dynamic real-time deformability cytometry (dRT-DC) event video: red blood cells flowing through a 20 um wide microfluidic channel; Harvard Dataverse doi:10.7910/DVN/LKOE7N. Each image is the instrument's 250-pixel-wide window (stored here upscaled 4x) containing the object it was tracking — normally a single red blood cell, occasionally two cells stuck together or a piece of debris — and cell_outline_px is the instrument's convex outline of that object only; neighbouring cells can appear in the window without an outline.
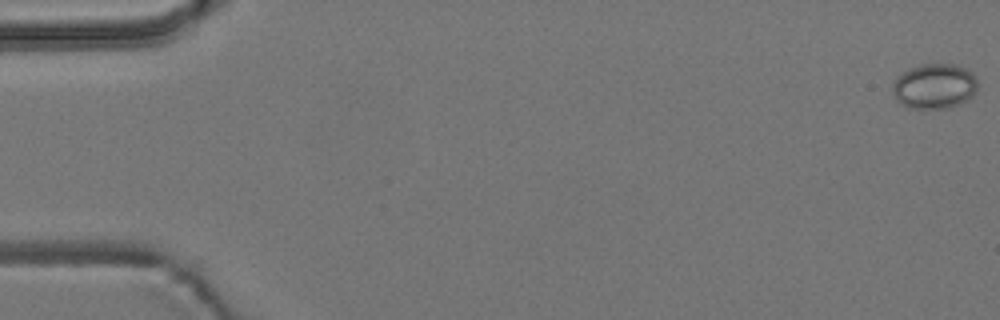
{"species": "common noctule bat (a hibernating species)", "species_latin": "Nyctalus noctula", "temperature_condition": "room temperature", "stored_images_in_passage": 56, "camera_frame_rate_fps": 3000, "um_per_image_px": 0.085, "animal": {"sex": "male", "body_mass_g": 19.2, "forearm_length_mm": 51.8}, "frame": {"image": 1, "passage_image": 1, "time_ms": 0.0, "image_size_px": [1000, 320], "cell_outline_px": [[976, 92], [972, 96], [948, 108], [908, 108], [900, 104], [896, 100], [892, 92], [892, 84], [896, 76], [908, 68], [920, 64], [956, 64], [972, 72], [976, 76]], "centroid_in_image_um": [79.37, 7.31], "position_along_channel_um": 5.6, "area_um2": 22.54}}
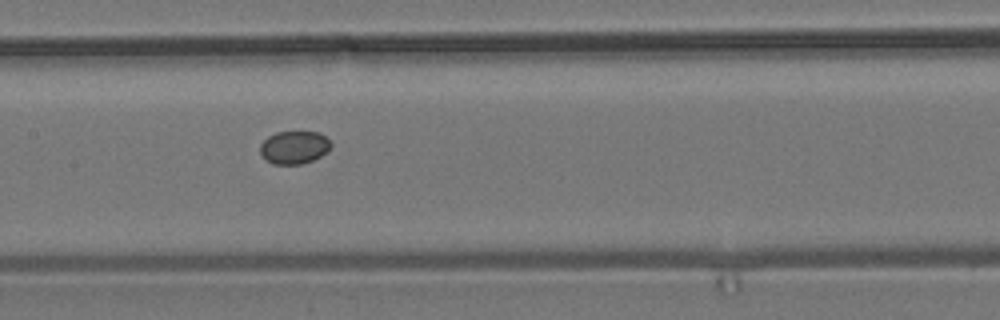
{"frame": {"image": 2, "passage_image": 28, "time_ms": 9.0, "image_size_px": [1000, 320], "cell_outline_px": [[332, 144], [320, 156], [312, 160], [300, 164], [272, 164], [264, 160], [260, 156], [260, 144], [268, 136], [276, 132], [316, 132], [324, 136]], "centroid_in_image_um": [24.92, 12.53], "position_along_channel_um": 182.5, "area_um2": 13.47}}
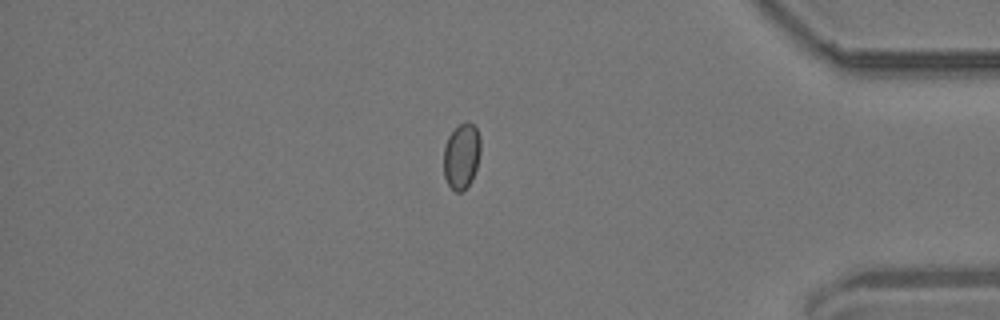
{"frame": {"image": 3, "passage_image": 48, "time_ms": 15.667, "image_size_px": [1000, 320], "cell_outline_px": [[480, 152], [476, 168], [472, 180], [460, 192], [456, 192], [448, 184], [444, 176], [444, 148], [448, 136], [460, 124], [468, 120], [476, 128], [480, 136]], "centroid_in_image_um": [39.23, 13.24], "position_along_channel_um": 396.0, "area_um2": 13.99}}